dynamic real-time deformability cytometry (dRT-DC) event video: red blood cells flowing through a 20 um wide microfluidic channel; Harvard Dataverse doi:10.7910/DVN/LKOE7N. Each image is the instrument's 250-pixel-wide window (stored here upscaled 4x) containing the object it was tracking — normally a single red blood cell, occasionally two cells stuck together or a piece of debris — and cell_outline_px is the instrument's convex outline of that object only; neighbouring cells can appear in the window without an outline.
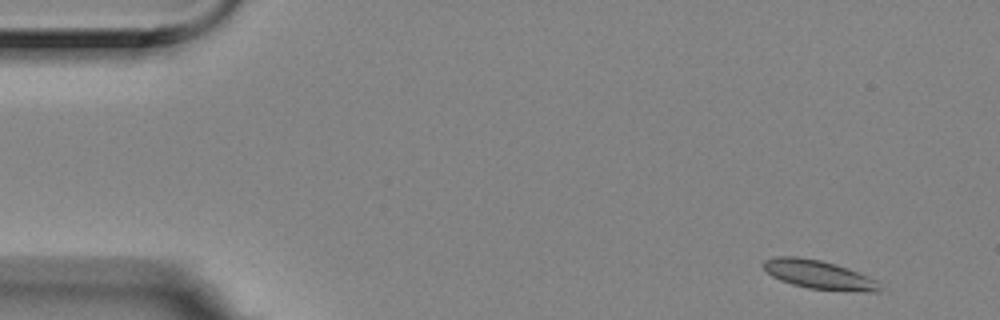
{"species": "Egyptian fruit bat (a non-hibernating species)", "species_latin": "Rousettus aegyptiacus", "temperature_condition": "room temperature", "stored_images_in_passage": 7, "camera_frame_rate_fps": 3000, "um_per_image_px": 0.085, "animal": {"sex": "female"}, "frame": {"image": 1, "passage_image": 1, "time_ms": 0.0, "image_size_px": [1000, 320], "cell_outline_px": [[880, 292], [864, 292], [808, 288], [792, 284], [780, 280], [772, 276], [760, 264], [764, 260], [776, 256], [796, 256], [820, 260], [836, 264], [848, 268], [868, 276], [876, 280], [880, 288]], "centroid_in_image_um": [69.58, 23.34], "position_along_channel_um": 15.4, "area_um2": 19.48}}
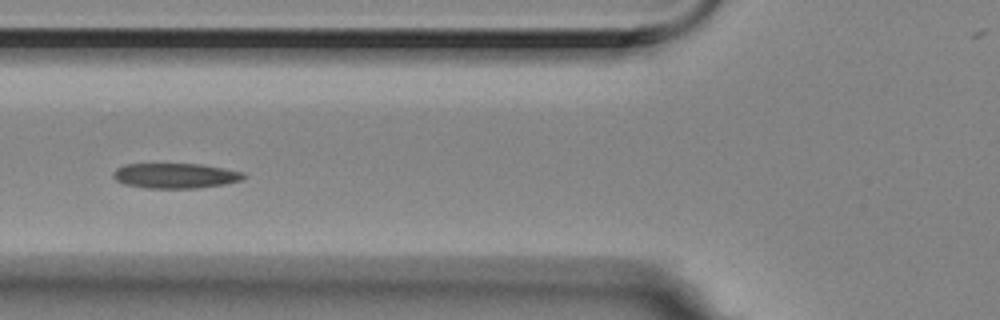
{"frame": {"image": 2, "passage_image": 6, "time_ms": 1.667, "image_size_px": [1000, 320], "cell_outline_px": [[248, 176], [240, 180], [224, 184], [196, 188], [144, 188], [124, 184], [116, 180], [112, 176], [112, 172], [116, 168], [124, 164], [200, 164], [224, 168], [244, 172]], "centroid_in_image_um": [14.88, 14.93], "position_along_channel_um": 110.9, "area_um2": 19.19}}
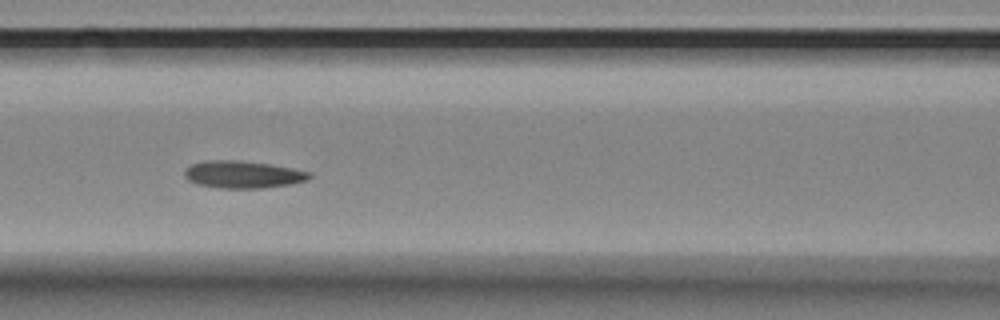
{"frame": {"image": 3, "passage_image": 7, "time_ms": 2.0, "image_size_px": [1000, 320], "cell_outline_px": [[312, 176], [308, 180], [292, 184], [264, 188], [220, 188], [200, 184], [188, 180], [184, 176], [184, 172], [192, 164], [204, 160], [240, 160], [268, 164], [292, 168], [312, 172]], "centroid_in_image_um": [20.69, 14.83], "position_along_channel_um": 145.9, "area_um2": 19.88}}